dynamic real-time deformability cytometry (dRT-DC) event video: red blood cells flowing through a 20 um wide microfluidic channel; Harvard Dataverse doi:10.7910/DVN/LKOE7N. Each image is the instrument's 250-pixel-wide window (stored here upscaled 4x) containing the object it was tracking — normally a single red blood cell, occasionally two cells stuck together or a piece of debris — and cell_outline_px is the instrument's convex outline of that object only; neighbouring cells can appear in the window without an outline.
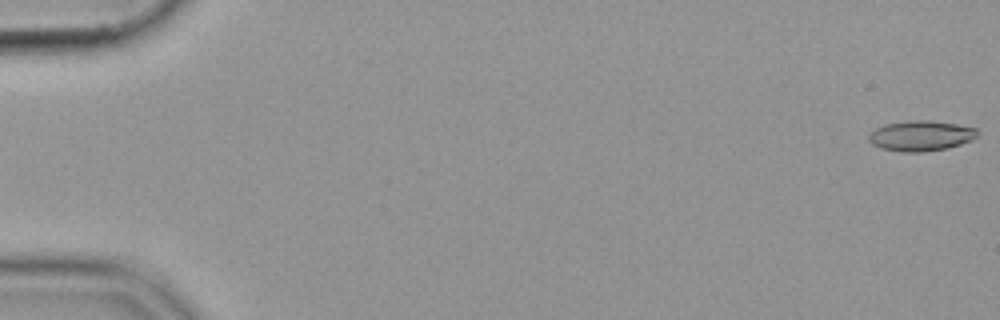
{"species": "common noctule bat (a hibernating species)", "species_latin": "Nyctalus noctula", "temperature_condition": "cold", "stored_images_in_passage": 55, "camera_frame_rate_fps": 3000, "um_per_image_px": 0.085, "animal": {"sex": "female", "body_mass_g": 19.9}, "frame": {"image": 1, "passage_image": 1, "time_ms": 0.0, "image_size_px": [1000, 320], "cell_outline_px": [[980, 132], [972, 140], [948, 148], [920, 152], [900, 152], [880, 148], [872, 144], [868, 140], [868, 136], [876, 128], [884, 124], [908, 120], [928, 120], [956, 124], [976, 128]], "centroid_in_image_um": [78.26, 11.54], "position_along_channel_um": 6.7, "area_um2": 19.31}}
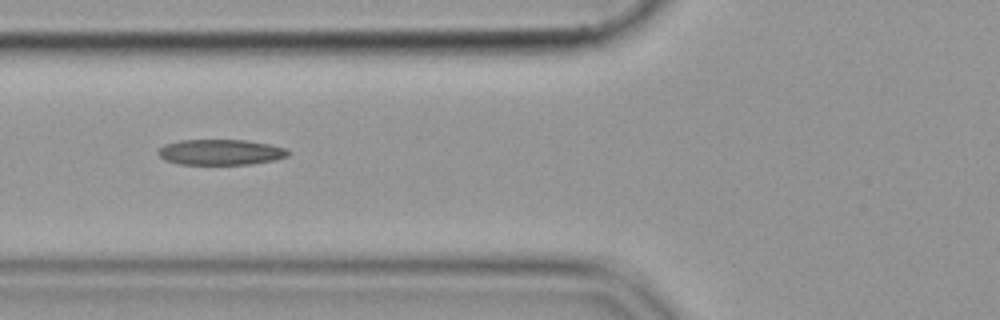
{"frame": {"image": 2, "passage_image": 22, "time_ms": 7.0, "image_size_px": [1000, 320], "cell_outline_px": [[288, 156], [276, 160], [252, 164], [180, 164], [164, 160], [156, 152], [164, 144], [180, 140], [244, 140], [268, 144], [288, 148]], "centroid_in_image_um": [18.75, 12.93], "position_along_channel_um": 107.1, "area_um2": 19.42}}
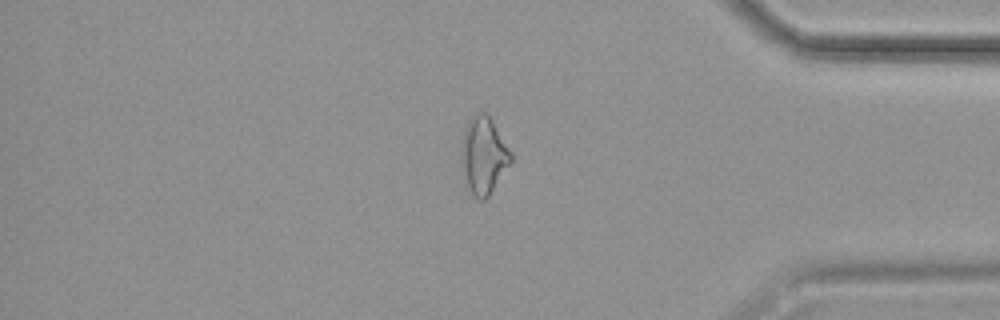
{"frame": {"image": 3, "passage_image": 47, "time_ms": 15.333, "image_size_px": [1000, 320], "cell_outline_px": [[512, 160], [488, 196], [484, 200], [480, 200], [472, 192], [468, 184], [460, 164], [460, 144], [468, 120], [476, 112], [488, 112], [512, 152]], "centroid_in_image_um": [41.09, 13.13], "position_along_channel_um": 394.1, "area_um2": 22.25}}